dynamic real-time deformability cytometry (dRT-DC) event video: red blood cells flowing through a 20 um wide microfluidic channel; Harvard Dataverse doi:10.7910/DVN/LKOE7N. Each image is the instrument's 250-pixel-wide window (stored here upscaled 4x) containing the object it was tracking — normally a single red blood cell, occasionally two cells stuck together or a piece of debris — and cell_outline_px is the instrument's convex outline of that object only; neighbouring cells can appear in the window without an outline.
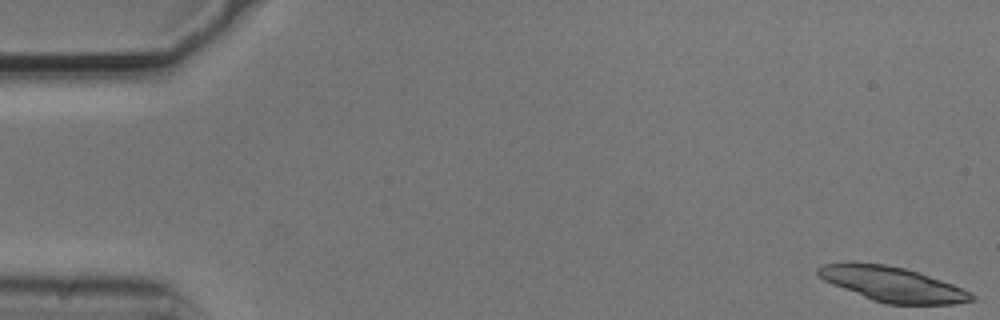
{"species": "common noctule bat (a hibernating species)", "species_latin": "Nyctalus noctula", "temperature_condition": "cold", "stored_images_in_passage": 6, "camera_frame_rate_fps": 3000, "um_per_image_px": 0.085, "animal": {"sex": "male", "body_mass_g": 20.5, "forearm_length_mm": 52.5}, "frame": {"image": 1, "passage_image": 1, "time_ms": 0.0, "image_size_px": [1000, 320], "cell_outline_px": [[976, 296], [972, 300], [956, 304], [888, 304], [872, 300], [832, 284], [824, 280], [816, 272], [816, 268], [824, 264], [848, 260], [884, 264], [904, 268], [952, 284]], "centroid_in_image_um": [75.77, 24.13], "position_along_channel_um": 9.2, "area_um2": 31.04}}
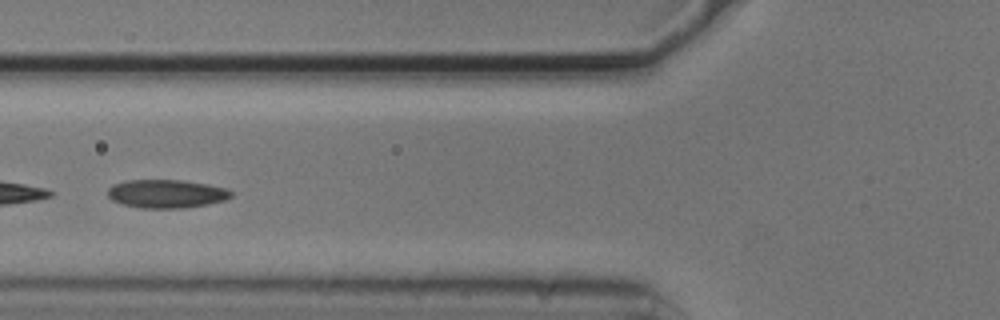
{"frame": {"image": 2, "passage_image": 6, "time_ms": 1.667, "image_size_px": [1000, 320], "cell_outline_px": [[232, 196], [224, 200], [208, 204], [184, 208], [136, 208], [120, 204], [112, 200], [108, 196], [108, 188], [112, 184], [124, 180], [180, 180], [208, 184], [228, 188], [232, 192]], "centroid_in_image_um": [14.11, 16.47], "position_along_channel_um": 111.7, "area_um2": 20.69}}